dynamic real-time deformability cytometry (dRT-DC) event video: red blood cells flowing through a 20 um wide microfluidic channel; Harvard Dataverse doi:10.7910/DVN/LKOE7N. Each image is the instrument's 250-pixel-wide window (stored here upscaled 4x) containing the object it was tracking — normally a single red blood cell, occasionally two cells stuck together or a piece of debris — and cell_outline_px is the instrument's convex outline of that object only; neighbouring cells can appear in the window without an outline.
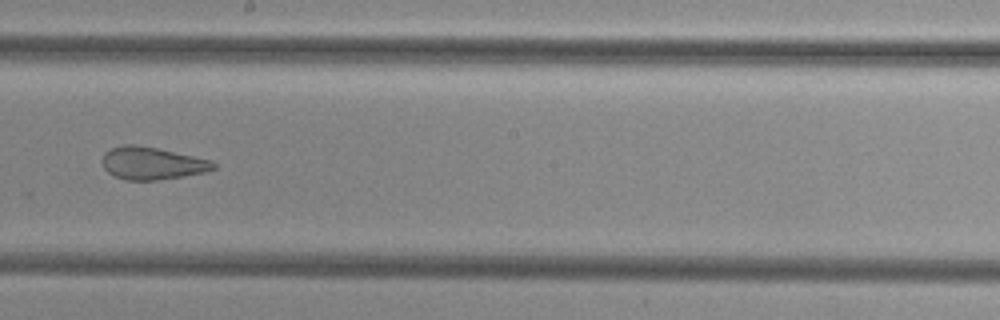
{"species": "common noctule bat (a hibernating species)", "species_latin": "Nyctalus noctula", "temperature_condition": "cold", "stored_images_in_passage": 32, "camera_frame_rate_fps": 3000, "um_per_image_px": 0.085, "animal": {"sex": "female", "body_mass_g": 29.2, "forearm_length_mm": 56.3}, "frame": {"image": 1, "passage_image": 28, "time_ms": 9.0, "image_size_px": [1000, 320], "cell_outline_px": [[216, 168], [208, 172], [184, 176], [156, 180], [128, 180], [112, 176], [104, 168], [100, 160], [104, 152], [112, 148], [124, 144], [136, 144], [156, 148], [212, 160], [216, 164]], "centroid_in_image_um": [12.91, 13.88], "position_along_channel_um": 235.3, "area_um2": 21.27}}